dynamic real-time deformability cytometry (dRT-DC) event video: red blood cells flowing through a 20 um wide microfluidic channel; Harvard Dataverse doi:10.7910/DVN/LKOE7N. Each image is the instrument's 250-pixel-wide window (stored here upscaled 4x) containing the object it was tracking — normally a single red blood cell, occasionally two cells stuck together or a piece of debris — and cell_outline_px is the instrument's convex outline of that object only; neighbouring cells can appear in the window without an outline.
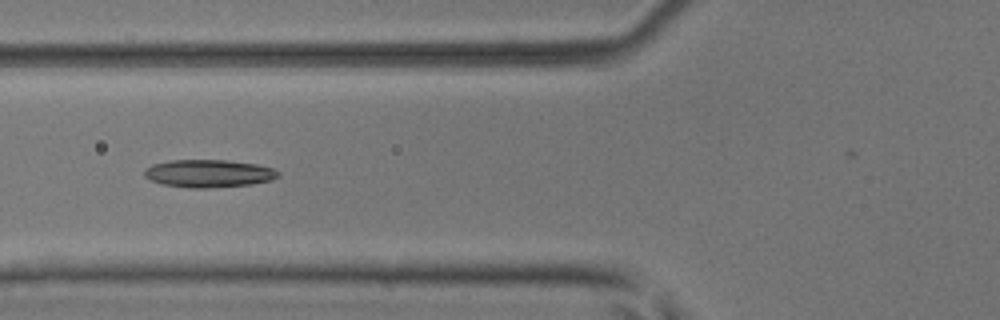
{"species": "common noctule bat (a hibernating species)", "species_latin": "Nyctalus noctula", "temperature_condition": "room temperature", "stored_images_in_passage": 8, "camera_frame_rate_fps": 3000, "um_per_image_px": 0.085, "animal": {"sex": "male", "body_mass_g": 17.9, "forearm_length_mm": 54.2}, "frame": {"image": 1, "passage_image": 7, "time_ms": 2.0, "image_size_px": [1000, 320], "cell_outline_px": [[280, 176], [272, 180], [252, 184], [212, 188], [188, 188], [164, 184], [152, 180], [144, 176], [144, 168], [152, 164], [172, 160], [224, 160], [256, 164], [272, 168], [280, 172]], "centroid_in_image_um": [17.75, 14.75], "position_along_channel_um": 108.1, "area_um2": 21.68}}
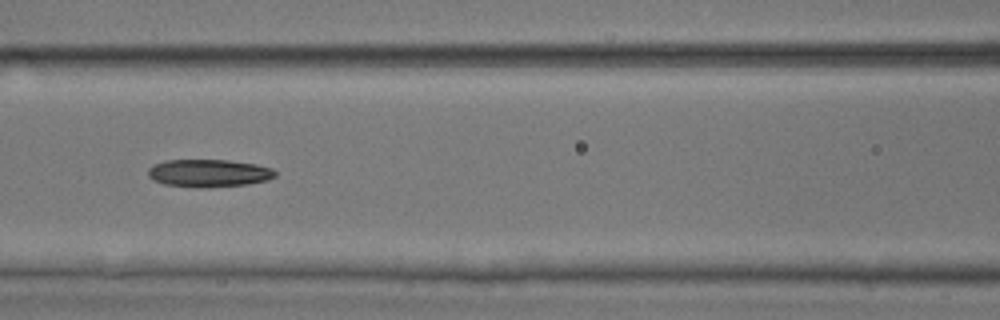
{"frame": {"image": 2, "passage_image": 8, "time_ms": 2.333, "image_size_px": [1000, 320], "cell_outline_px": [[276, 176], [268, 180], [248, 184], [204, 188], [196, 188], [164, 184], [152, 180], [148, 176], [148, 168], [152, 164], [164, 160], [228, 160], [256, 164], [272, 168], [276, 172]], "centroid_in_image_um": [17.72, 14.72], "position_along_channel_um": 148.9, "area_um2": 20.81}}